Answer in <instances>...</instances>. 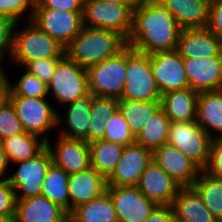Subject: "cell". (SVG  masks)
Wrapping results in <instances>:
<instances>
[{
	"label": "cell",
	"mask_w": 222,
	"mask_h": 222,
	"mask_svg": "<svg viewBox=\"0 0 222 222\" xmlns=\"http://www.w3.org/2000/svg\"><path fill=\"white\" fill-rule=\"evenodd\" d=\"M10 165L7 154L3 149V145L0 142V179H3L4 174L7 173V168Z\"/></svg>",
	"instance_id": "obj_47"
},
{
	"label": "cell",
	"mask_w": 222,
	"mask_h": 222,
	"mask_svg": "<svg viewBox=\"0 0 222 222\" xmlns=\"http://www.w3.org/2000/svg\"><path fill=\"white\" fill-rule=\"evenodd\" d=\"M15 208V189L4 177L0 179V220L2 222H13Z\"/></svg>",
	"instance_id": "obj_39"
},
{
	"label": "cell",
	"mask_w": 222,
	"mask_h": 222,
	"mask_svg": "<svg viewBox=\"0 0 222 222\" xmlns=\"http://www.w3.org/2000/svg\"><path fill=\"white\" fill-rule=\"evenodd\" d=\"M157 205L172 206L181 186L154 160L144 170L136 186Z\"/></svg>",
	"instance_id": "obj_15"
},
{
	"label": "cell",
	"mask_w": 222,
	"mask_h": 222,
	"mask_svg": "<svg viewBox=\"0 0 222 222\" xmlns=\"http://www.w3.org/2000/svg\"><path fill=\"white\" fill-rule=\"evenodd\" d=\"M211 140L197 121L170 123L167 143L180 150L201 170L207 165Z\"/></svg>",
	"instance_id": "obj_9"
},
{
	"label": "cell",
	"mask_w": 222,
	"mask_h": 222,
	"mask_svg": "<svg viewBox=\"0 0 222 222\" xmlns=\"http://www.w3.org/2000/svg\"><path fill=\"white\" fill-rule=\"evenodd\" d=\"M10 81L3 68L0 70V107L8 100Z\"/></svg>",
	"instance_id": "obj_46"
},
{
	"label": "cell",
	"mask_w": 222,
	"mask_h": 222,
	"mask_svg": "<svg viewBox=\"0 0 222 222\" xmlns=\"http://www.w3.org/2000/svg\"><path fill=\"white\" fill-rule=\"evenodd\" d=\"M13 85L12 82H10L9 96L45 98L49 95L48 86L36 75L29 73L27 70Z\"/></svg>",
	"instance_id": "obj_35"
},
{
	"label": "cell",
	"mask_w": 222,
	"mask_h": 222,
	"mask_svg": "<svg viewBox=\"0 0 222 222\" xmlns=\"http://www.w3.org/2000/svg\"><path fill=\"white\" fill-rule=\"evenodd\" d=\"M89 92L121 99L126 75V47L115 56L86 69Z\"/></svg>",
	"instance_id": "obj_6"
},
{
	"label": "cell",
	"mask_w": 222,
	"mask_h": 222,
	"mask_svg": "<svg viewBox=\"0 0 222 222\" xmlns=\"http://www.w3.org/2000/svg\"><path fill=\"white\" fill-rule=\"evenodd\" d=\"M149 55L152 73L161 95L189 88L183 58L176 50L158 51Z\"/></svg>",
	"instance_id": "obj_12"
},
{
	"label": "cell",
	"mask_w": 222,
	"mask_h": 222,
	"mask_svg": "<svg viewBox=\"0 0 222 222\" xmlns=\"http://www.w3.org/2000/svg\"><path fill=\"white\" fill-rule=\"evenodd\" d=\"M82 12L35 8L31 21L66 48L83 27Z\"/></svg>",
	"instance_id": "obj_11"
},
{
	"label": "cell",
	"mask_w": 222,
	"mask_h": 222,
	"mask_svg": "<svg viewBox=\"0 0 222 222\" xmlns=\"http://www.w3.org/2000/svg\"><path fill=\"white\" fill-rule=\"evenodd\" d=\"M153 160V151L138 143L125 146L115 170L107 178V187L137 186L140 176Z\"/></svg>",
	"instance_id": "obj_13"
},
{
	"label": "cell",
	"mask_w": 222,
	"mask_h": 222,
	"mask_svg": "<svg viewBox=\"0 0 222 222\" xmlns=\"http://www.w3.org/2000/svg\"><path fill=\"white\" fill-rule=\"evenodd\" d=\"M170 123V119L160 107L144 125L135 142L154 151L167 143Z\"/></svg>",
	"instance_id": "obj_33"
},
{
	"label": "cell",
	"mask_w": 222,
	"mask_h": 222,
	"mask_svg": "<svg viewBox=\"0 0 222 222\" xmlns=\"http://www.w3.org/2000/svg\"><path fill=\"white\" fill-rule=\"evenodd\" d=\"M13 222H69V213L40 195L16 199Z\"/></svg>",
	"instance_id": "obj_20"
},
{
	"label": "cell",
	"mask_w": 222,
	"mask_h": 222,
	"mask_svg": "<svg viewBox=\"0 0 222 222\" xmlns=\"http://www.w3.org/2000/svg\"><path fill=\"white\" fill-rule=\"evenodd\" d=\"M160 107V101H134L123 98L118 100V110L135 138Z\"/></svg>",
	"instance_id": "obj_30"
},
{
	"label": "cell",
	"mask_w": 222,
	"mask_h": 222,
	"mask_svg": "<svg viewBox=\"0 0 222 222\" xmlns=\"http://www.w3.org/2000/svg\"><path fill=\"white\" fill-rule=\"evenodd\" d=\"M57 137L54 149L50 139L46 142L54 165L68 174L85 171L91 167L89 143L82 139H70L60 135Z\"/></svg>",
	"instance_id": "obj_17"
},
{
	"label": "cell",
	"mask_w": 222,
	"mask_h": 222,
	"mask_svg": "<svg viewBox=\"0 0 222 222\" xmlns=\"http://www.w3.org/2000/svg\"><path fill=\"white\" fill-rule=\"evenodd\" d=\"M40 138L24 132L3 139L1 143L10 164L31 159L39 154L46 147V141Z\"/></svg>",
	"instance_id": "obj_28"
},
{
	"label": "cell",
	"mask_w": 222,
	"mask_h": 222,
	"mask_svg": "<svg viewBox=\"0 0 222 222\" xmlns=\"http://www.w3.org/2000/svg\"><path fill=\"white\" fill-rule=\"evenodd\" d=\"M18 165L16 172L5 177L15 189L16 199L40 196L44 178L52 164L51 153L46 146L31 159L13 163ZM19 191V193H17ZM22 191V192H20Z\"/></svg>",
	"instance_id": "obj_10"
},
{
	"label": "cell",
	"mask_w": 222,
	"mask_h": 222,
	"mask_svg": "<svg viewBox=\"0 0 222 222\" xmlns=\"http://www.w3.org/2000/svg\"><path fill=\"white\" fill-rule=\"evenodd\" d=\"M153 160L181 187H191L201 171L186 155L168 143L153 151Z\"/></svg>",
	"instance_id": "obj_18"
},
{
	"label": "cell",
	"mask_w": 222,
	"mask_h": 222,
	"mask_svg": "<svg viewBox=\"0 0 222 222\" xmlns=\"http://www.w3.org/2000/svg\"><path fill=\"white\" fill-rule=\"evenodd\" d=\"M196 121L212 139V131L222 136V89L199 92Z\"/></svg>",
	"instance_id": "obj_25"
},
{
	"label": "cell",
	"mask_w": 222,
	"mask_h": 222,
	"mask_svg": "<svg viewBox=\"0 0 222 222\" xmlns=\"http://www.w3.org/2000/svg\"><path fill=\"white\" fill-rule=\"evenodd\" d=\"M36 3L37 0H0V15L18 23L25 12H28L31 21Z\"/></svg>",
	"instance_id": "obj_38"
},
{
	"label": "cell",
	"mask_w": 222,
	"mask_h": 222,
	"mask_svg": "<svg viewBox=\"0 0 222 222\" xmlns=\"http://www.w3.org/2000/svg\"><path fill=\"white\" fill-rule=\"evenodd\" d=\"M173 222H187V221H184V220H180L178 219L177 217H173Z\"/></svg>",
	"instance_id": "obj_50"
},
{
	"label": "cell",
	"mask_w": 222,
	"mask_h": 222,
	"mask_svg": "<svg viewBox=\"0 0 222 222\" xmlns=\"http://www.w3.org/2000/svg\"><path fill=\"white\" fill-rule=\"evenodd\" d=\"M15 22L5 16L0 15V63L2 64L5 52L8 57L12 50V38Z\"/></svg>",
	"instance_id": "obj_42"
},
{
	"label": "cell",
	"mask_w": 222,
	"mask_h": 222,
	"mask_svg": "<svg viewBox=\"0 0 222 222\" xmlns=\"http://www.w3.org/2000/svg\"><path fill=\"white\" fill-rule=\"evenodd\" d=\"M8 100L14 106L24 131L37 135L46 142L49 138L45 133L60 126L62 122L61 115L45 98L8 96Z\"/></svg>",
	"instance_id": "obj_5"
},
{
	"label": "cell",
	"mask_w": 222,
	"mask_h": 222,
	"mask_svg": "<svg viewBox=\"0 0 222 222\" xmlns=\"http://www.w3.org/2000/svg\"><path fill=\"white\" fill-rule=\"evenodd\" d=\"M192 187L201 196L212 216L222 222V178L210 176L201 170Z\"/></svg>",
	"instance_id": "obj_32"
},
{
	"label": "cell",
	"mask_w": 222,
	"mask_h": 222,
	"mask_svg": "<svg viewBox=\"0 0 222 222\" xmlns=\"http://www.w3.org/2000/svg\"><path fill=\"white\" fill-rule=\"evenodd\" d=\"M21 121L12 103L7 100L0 107V142L10 136L24 133Z\"/></svg>",
	"instance_id": "obj_37"
},
{
	"label": "cell",
	"mask_w": 222,
	"mask_h": 222,
	"mask_svg": "<svg viewBox=\"0 0 222 222\" xmlns=\"http://www.w3.org/2000/svg\"><path fill=\"white\" fill-rule=\"evenodd\" d=\"M60 59L61 58L36 59L28 62L24 67L29 73L36 75L42 82L48 85L51 82L56 65Z\"/></svg>",
	"instance_id": "obj_40"
},
{
	"label": "cell",
	"mask_w": 222,
	"mask_h": 222,
	"mask_svg": "<svg viewBox=\"0 0 222 222\" xmlns=\"http://www.w3.org/2000/svg\"><path fill=\"white\" fill-rule=\"evenodd\" d=\"M89 148L91 167L107 179L115 170L125 146L102 139L89 143Z\"/></svg>",
	"instance_id": "obj_29"
},
{
	"label": "cell",
	"mask_w": 222,
	"mask_h": 222,
	"mask_svg": "<svg viewBox=\"0 0 222 222\" xmlns=\"http://www.w3.org/2000/svg\"><path fill=\"white\" fill-rule=\"evenodd\" d=\"M70 174L53 163L44 178L41 195L70 213L68 179Z\"/></svg>",
	"instance_id": "obj_31"
},
{
	"label": "cell",
	"mask_w": 222,
	"mask_h": 222,
	"mask_svg": "<svg viewBox=\"0 0 222 222\" xmlns=\"http://www.w3.org/2000/svg\"><path fill=\"white\" fill-rule=\"evenodd\" d=\"M174 216L172 206L158 205L144 222H173Z\"/></svg>",
	"instance_id": "obj_45"
},
{
	"label": "cell",
	"mask_w": 222,
	"mask_h": 222,
	"mask_svg": "<svg viewBox=\"0 0 222 222\" xmlns=\"http://www.w3.org/2000/svg\"><path fill=\"white\" fill-rule=\"evenodd\" d=\"M189 87L194 91L222 89V53L212 57L183 58Z\"/></svg>",
	"instance_id": "obj_16"
},
{
	"label": "cell",
	"mask_w": 222,
	"mask_h": 222,
	"mask_svg": "<svg viewBox=\"0 0 222 222\" xmlns=\"http://www.w3.org/2000/svg\"><path fill=\"white\" fill-rule=\"evenodd\" d=\"M47 86L48 94L53 93L57 103L71 104L89 93L87 71L65 54L57 63Z\"/></svg>",
	"instance_id": "obj_7"
},
{
	"label": "cell",
	"mask_w": 222,
	"mask_h": 222,
	"mask_svg": "<svg viewBox=\"0 0 222 222\" xmlns=\"http://www.w3.org/2000/svg\"><path fill=\"white\" fill-rule=\"evenodd\" d=\"M182 29L207 28L209 5L204 0H159Z\"/></svg>",
	"instance_id": "obj_22"
},
{
	"label": "cell",
	"mask_w": 222,
	"mask_h": 222,
	"mask_svg": "<svg viewBox=\"0 0 222 222\" xmlns=\"http://www.w3.org/2000/svg\"><path fill=\"white\" fill-rule=\"evenodd\" d=\"M84 1H103L106 3H126L133 9L141 2V0H84Z\"/></svg>",
	"instance_id": "obj_48"
},
{
	"label": "cell",
	"mask_w": 222,
	"mask_h": 222,
	"mask_svg": "<svg viewBox=\"0 0 222 222\" xmlns=\"http://www.w3.org/2000/svg\"><path fill=\"white\" fill-rule=\"evenodd\" d=\"M127 39L117 31L83 26L65 48V54L79 66L88 69L118 54Z\"/></svg>",
	"instance_id": "obj_2"
},
{
	"label": "cell",
	"mask_w": 222,
	"mask_h": 222,
	"mask_svg": "<svg viewBox=\"0 0 222 222\" xmlns=\"http://www.w3.org/2000/svg\"><path fill=\"white\" fill-rule=\"evenodd\" d=\"M198 95L190 87L167 92L161 96V108L172 122L196 121Z\"/></svg>",
	"instance_id": "obj_23"
},
{
	"label": "cell",
	"mask_w": 222,
	"mask_h": 222,
	"mask_svg": "<svg viewBox=\"0 0 222 222\" xmlns=\"http://www.w3.org/2000/svg\"><path fill=\"white\" fill-rule=\"evenodd\" d=\"M69 222H118L113 202L106 191L100 197L76 207L69 213Z\"/></svg>",
	"instance_id": "obj_27"
},
{
	"label": "cell",
	"mask_w": 222,
	"mask_h": 222,
	"mask_svg": "<svg viewBox=\"0 0 222 222\" xmlns=\"http://www.w3.org/2000/svg\"><path fill=\"white\" fill-rule=\"evenodd\" d=\"M203 171L210 176L222 178V136L215 135L211 140L208 162Z\"/></svg>",
	"instance_id": "obj_41"
},
{
	"label": "cell",
	"mask_w": 222,
	"mask_h": 222,
	"mask_svg": "<svg viewBox=\"0 0 222 222\" xmlns=\"http://www.w3.org/2000/svg\"><path fill=\"white\" fill-rule=\"evenodd\" d=\"M118 110V99L94 95L90 112L88 143L102 140L105 123Z\"/></svg>",
	"instance_id": "obj_34"
},
{
	"label": "cell",
	"mask_w": 222,
	"mask_h": 222,
	"mask_svg": "<svg viewBox=\"0 0 222 222\" xmlns=\"http://www.w3.org/2000/svg\"><path fill=\"white\" fill-rule=\"evenodd\" d=\"M209 6L220 2L221 0H204Z\"/></svg>",
	"instance_id": "obj_49"
},
{
	"label": "cell",
	"mask_w": 222,
	"mask_h": 222,
	"mask_svg": "<svg viewBox=\"0 0 222 222\" xmlns=\"http://www.w3.org/2000/svg\"><path fill=\"white\" fill-rule=\"evenodd\" d=\"M150 64V55L126 46V75L123 99L134 101H161Z\"/></svg>",
	"instance_id": "obj_4"
},
{
	"label": "cell",
	"mask_w": 222,
	"mask_h": 222,
	"mask_svg": "<svg viewBox=\"0 0 222 222\" xmlns=\"http://www.w3.org/2000/svg\"><path fill=\"white\" fill-rule=\"evenodd\" d=\"M94 95L88 93L78 99L73 103L65 105L68 109L66 111V120H64V125H66L63 130H61L60 136L70 139H82L88 143V131L90 124V112L91 105Z\"/></svg>",
	"instance_id": "obj_24"
},
{
	"label": "cell",
	"mask_w": 222,
	"mask_h": 222,
	"mask_svg": "<svg viewBox=\"0 0 222 222\" xmlns=\"http://www.w3.org/2000/svg\"><path fill=\"white\" fill-rule=\"evenodd\" d=\"M181 31L176 19L159 0H141L133 9L127 45L146 54L173 51Z\"/></svg>",
	"instance_id": "obj_1"
},
{
	"label": "cell",
	"mask_w": 222,
	"mask_h": 222,
	"mask_svg": "<svg viewBox=\"0 0 222 222\" xmlns=\"http://www.w3.org/2000/svg\"><path fill=\"white\" fill-rule=\"evenodd\" d=\"M84 0H37L35 8H48L62 11H83Z\"/></svg>",
	"instance_id": "obj_43"
},
{
	"label": "cell",
	"mask_w": 222,
	"mask_h": 222,
	"mask_svg": "<svg viewBox=\"0 0 222 222\" xmlns=\"http://www.w3.org/2000/svg\"><path fill=\"white\" fill-rule=\"evenodd\" d=\"M67 185L71 212L79 205L88 203L105 193L107 179L90 167L85 171L70 174Z\"/></svg>",
	"instance_id": "obj_21"
},
{
	"label": "cell",
	"mask_w": 222,
	"mask_h": 222,
	"mask_svg": "<svg viewBox=\"0 0 222 222\" xmlns=\"http://www.w3.org/2000/svg\"><path fill=\"white\" fill-rule=\"evenodd\" d=\"M83 26L110 29L128 39L132 30L133 8L126 3L84 1Z\"/></svg>",
	"instance_id": "obj_8"
},
{
	"label": "cell",
	"mask_w": 222,
	"mask_h": 222,
	"mask_svg": "<svg viewBox=\"0 0 222 222\" xmlns=\"http://www.w3.org/2000/svg\"><path fill=\"white\" fill-rule=\"evenodd\" d=\"M207 28L222 39V0L209 6V19Z\"/></svg>",
	"instance_id": "obj_44"
},
{
	"label": "cell",
	"mask_w": 222,
	"mask_h": 222,
	"mask_svg": "<svg viewBox=\"0 0 222 222\" xmlns=\"http://www.w3.org/2000/svg\"><path fill=\"white\" fill-rule=\"evenodd\" d=\"M172 208L175 217L180 220L187 222H218L192 186L179 189Z\"/></svg>",
	"instance_id": "obj_26"
},
{
	"label": "cell",
	"mask_w": 222,
	"mask_h": 222,
	"mask_svg": "<svg viewBox=\"0 0 222 222\" xmlns=\"http://www.w3.org/2000/svg\"><path fill=\"white\" fill-rule=\"evenodd\" d=\"M176 51L182 58L218 56L222 39L208 28L182 29Z\"/></svg>",
	"instance_id": "obj_19"
},
{
	"label": "cell",
	"mask_w": 222,
	"mask_h": 222,
	"mask_svg": "<svg viewBox=\"0 0 222 222\" xmlns=\"http://www.w3.org/2000/svg\"><path fill=\"white\" fill-rule=\"evenodd\" d=\"M27 23L18 31L16 28L20 23H15L9 56L11 61L24 67L32 60L62 58L65 55V48L59 42L39 29L32 21Z\"/></svg>",
	"instance_id": "obj_3"
},
{
	"label": "cell",
	"mask_w": 222,
	"mask_h": 222,
	"mask_svg": "<svg viewBox=\"0 0 222 222\" xmlns=\"http://www.w3.org/2000/svg\"><path fill=\"white\" fill-rule=\"evenodd\" d=\"M118 222H144L158 206L147 199L136 186L107 187Z\"/></svg>",
	"instance_id": "obj_14"
},
{
	"label": "cell",
	"mask_w": 222,
	"mask_h": 222,
	"mask_svg": "<svg viewBox=\"0 0 222 222\" xmlns=\"http://www.w3.org/2000/svg\"><path fill=\"white\" fill-rule=\"evenodd\" d=\"M103 140L118 143L123 146L135 143V137L119 110H117L105 123Z\"/></svg>",
	"instance_id": "obj_36"
}]
</instances>
